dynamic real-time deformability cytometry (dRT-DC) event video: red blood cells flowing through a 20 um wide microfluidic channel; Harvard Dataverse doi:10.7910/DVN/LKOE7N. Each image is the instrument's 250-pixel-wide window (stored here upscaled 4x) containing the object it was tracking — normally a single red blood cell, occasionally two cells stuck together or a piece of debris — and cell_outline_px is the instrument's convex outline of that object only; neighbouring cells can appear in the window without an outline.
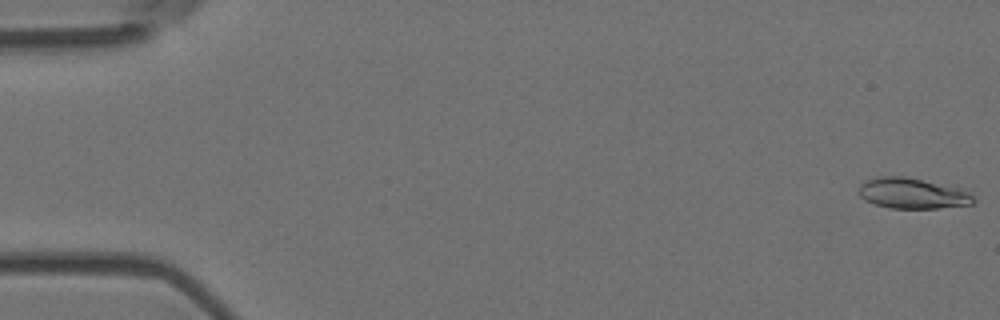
{"species": "Egyptian fruit bat (a non-hibernating species)", "species_latin": "Rousettus aegyptiacus", "temperature_condition": "room temperature", "stored_images_in_passage": 3, "camera_frame_rate_fps": 3000, "um_per_image_px": 0.085, "animal": {"sex": "female"}, "frame": {"image": 1, "passage_image": 1, "time_ms": 0.0, "image_size_px": [1000, 320], "cell_outline_px": [[976, 200], [972, 204], [936, 208], [888, 208], [872, 204], [864, 200], [860, 196], [860, 184], [868, 180], [880, 176], [904, 176], [960, 188], [968, 192]], "centroid_in_image_um": [77.54, 16.44], "position_along_channel_um": 7.5, "area_um2": 20.35}}